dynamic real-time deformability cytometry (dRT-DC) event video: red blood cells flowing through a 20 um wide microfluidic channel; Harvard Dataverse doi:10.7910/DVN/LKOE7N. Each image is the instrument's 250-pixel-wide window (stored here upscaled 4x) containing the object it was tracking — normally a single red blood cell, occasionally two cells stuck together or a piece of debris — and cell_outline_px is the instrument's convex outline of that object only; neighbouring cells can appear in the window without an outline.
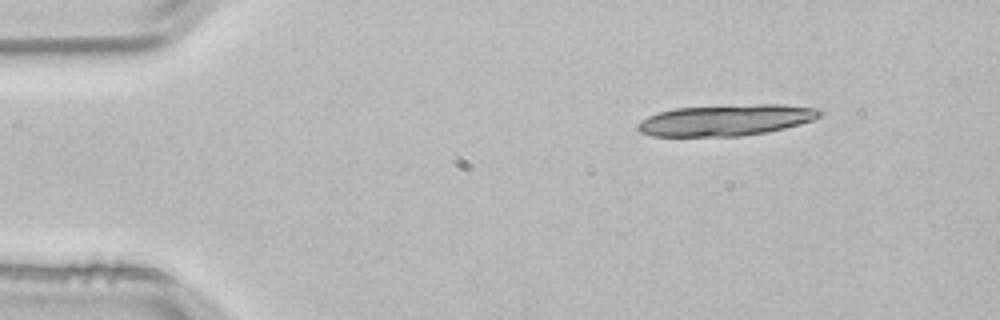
{"species": "common noctule bat (a hibernating species)", "species_latin": "Nyctalus noctula", "temperature_condition": "room temperature", "stored_images_in_passage": 4, "segment_of_instrument_passage": [2, 2], "camera_frame_rate_fps": 3000, "um_per_image_px": 0.085, "animal": {"sex": "male", "body_mass_g": 21.5, "forearm_length_mm": 52.0}, "frame": {"image": 1, "passage_image": 4, "time_ms": 1.0, "image_size_px": [1000, 320], "cell_outline_px": [[824, 112], [820, 116], [812, 120], [800, 124], [784, 128], [764, 132], [740, 136], [652, 136], [640, 132], [636, 128], [636, 124], [640, 120], [656, 112], [676, 108], [760, 104], [780, 104], [820, 108]], "centroid_in_image_um": [61.69, 10.2], "position_along_channel_um": 23.3, "area_um2": 33.12}}